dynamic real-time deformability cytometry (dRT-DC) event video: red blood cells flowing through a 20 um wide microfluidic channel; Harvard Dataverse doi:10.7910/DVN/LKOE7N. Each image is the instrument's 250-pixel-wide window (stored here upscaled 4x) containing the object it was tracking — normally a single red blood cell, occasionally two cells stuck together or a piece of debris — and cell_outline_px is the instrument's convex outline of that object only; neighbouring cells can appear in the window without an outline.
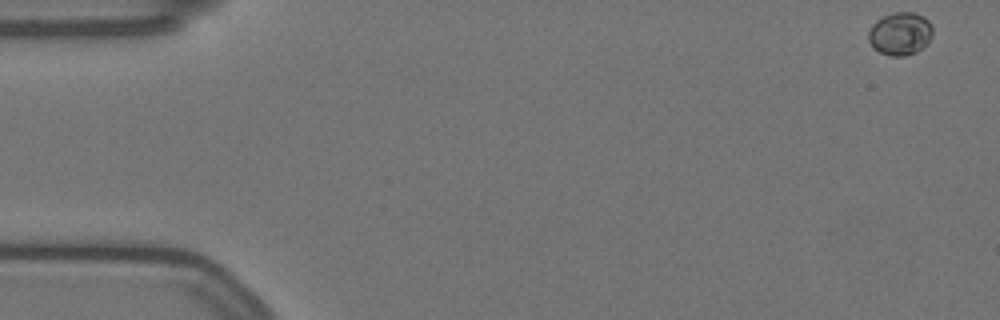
{"species": "Egyptian fruit bat (a non-hibernating species)", "species_latin": "Rousettus aegyptiacus", "temperature_condition": "warm", "stored_images_in_passage": 9, "camera_frame_rate_fps": 3000, "um_per_image_px": 0.085, "animal": {"sex": "female"}, "frame": {"image": 1, "passage_image": 1, "time_ms": 0.0, "image_size_px": [1000, 320], "cell_outline_px": [[932, 36], [928, 44], [916, 52], [904, 56], [888, 56], [872, 48], [868, 40], [868, 32], [872, 24], [876, 20], [892, 12], [912, 12], [924, 16], [932, 24]], "centroid_in_image_um": [76.51, 2.87], "position_along_channel_um": 8.5, "area_um2": 16.36}}